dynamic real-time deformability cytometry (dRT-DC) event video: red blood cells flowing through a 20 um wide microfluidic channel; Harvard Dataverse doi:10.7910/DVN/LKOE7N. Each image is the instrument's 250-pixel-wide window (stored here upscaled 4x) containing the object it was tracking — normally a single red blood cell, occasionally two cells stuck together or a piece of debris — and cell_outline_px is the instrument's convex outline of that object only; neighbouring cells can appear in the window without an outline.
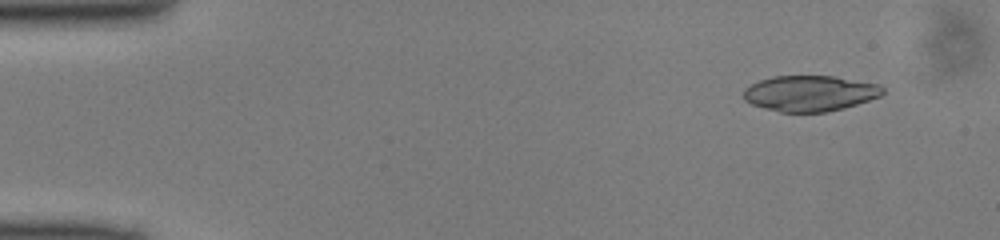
{"species": "common noctule bat (a hibernating species)", "species_latin": "Nyctalus noctula", "temperature_condition": "cold", "stored_images_in_passage": 48, "camera_frame_rate_fps": 3000, "um_per_image_px": 0.085, "animal": {"sex": "male", "body_mass_g": 13.0, "forearm_length_mm": 53.1}, "frame": {"image": 1, "passage_image": 4, "time_ms": 1.0, "image_size_px": [1000, 240], "cell_outline_px": [[884, 92], [880, 96], [844, 108], [828, 112], [780, 112], [764, 108], [752, 104], [744, 100], [744, 88], [760, 80], [772, 76], [832, 76], [880, 84], [884, 88]], "centroid_in_image_um": [68.84, 7.93], "position_along_channel_um": 16.2, "area_um2": 28.96}}